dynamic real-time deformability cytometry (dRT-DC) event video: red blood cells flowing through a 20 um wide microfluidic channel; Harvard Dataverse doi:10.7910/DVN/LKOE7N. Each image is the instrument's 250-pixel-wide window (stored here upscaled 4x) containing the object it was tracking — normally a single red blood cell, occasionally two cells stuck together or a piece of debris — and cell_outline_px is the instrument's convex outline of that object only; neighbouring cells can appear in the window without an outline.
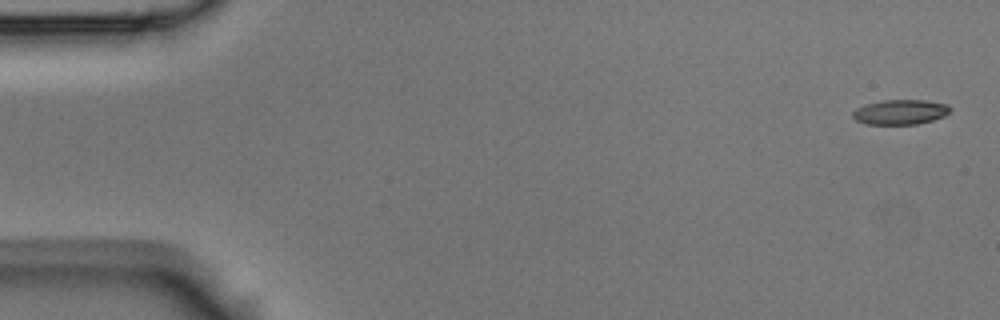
{"species": "Egyptian fruit bat (a non-hibernating species)", "species_latin": "Rousettus aegyptiacus", "temperature_condition": "room temperature", "stored_images_in_passage": 6, "segment_of_instrument_passage": [1, 2], "camera_frame_rate_fps": 3000, "um_per_image_px": 0.085, "animal": {"sex": "male"}, "frame": {"image": 1, "passage_image": 1, "time_ms": 0.0, "image_size_px": [1000, 320], "cell_outline_px": [[952, 108], [944, 116], [932, 120], [916, 124], [864, 124], [856, 120], [852, 116], [852, 112], [856, 108], [864, 104], [880, 100], [924, 100], [948, 104]], "centroid_in_image_um": [76.5, 9.51], "position_along_channel_um": 8.5, "area_um2": 14.22}}
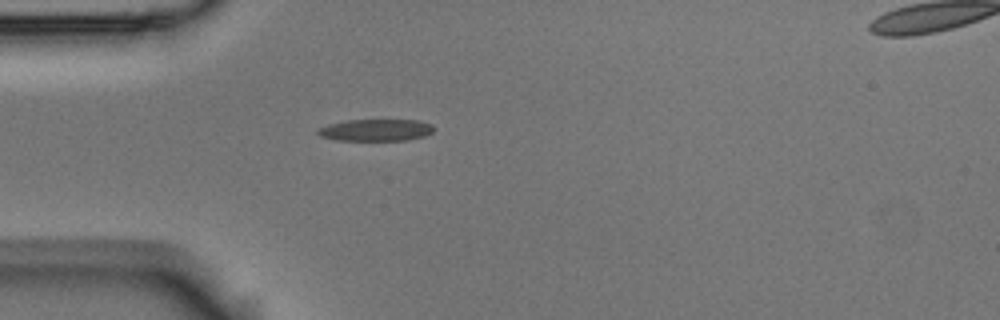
{"frame": {"image": 2, "passage_image": 5, "time_ms": 1.333, "image_size_px": [1000, 320], "cell_outline_px": [[432, 132], [424, 136], [404, 140], [336, 140], [320, 136], [316, 132], [316, 128], [328, 124], [348, 120], [416, 120], [432, 124]], "centroid_in_image_um": [31.88, 11.05], "position_along_channel_um": 53.1, "area_um2": 14.68}}